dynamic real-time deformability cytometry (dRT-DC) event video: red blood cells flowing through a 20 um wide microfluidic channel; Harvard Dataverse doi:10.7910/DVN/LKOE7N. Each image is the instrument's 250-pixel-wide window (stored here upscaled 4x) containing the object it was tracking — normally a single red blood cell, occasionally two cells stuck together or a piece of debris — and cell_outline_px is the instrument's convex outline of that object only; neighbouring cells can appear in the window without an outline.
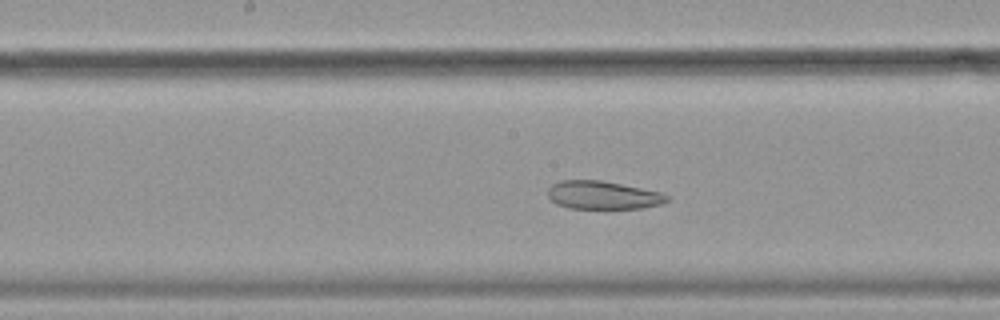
{"species": "common noctule bat (a hibernating species)", "species_latin": "Nyctalus noctula", "temperature_condition": "cold", "stored_images_in_passage": 54, "camera_frame_rate_fps": 3000, "um_per_image_px": 0.085, "animal": {"sex": "female", "body_mass_g": 19.9}, "frame": {"image": 1, "passage_image": 25, "time_ms": 8.0, "image_size_px": [1000, 320], "cell_outline_px": [[668, 200], [660, 204], [644, 208], [608, 212], [568, 208], [556, 204], [548, 196], [548, 188], [552, 184], [560, 180], [604, 180], [660, 192], [668, 196]], "centroid_in_image_um": [51.24, 16.64], "position_along_channel_um": 197.0, "area_um2": 20.63}}
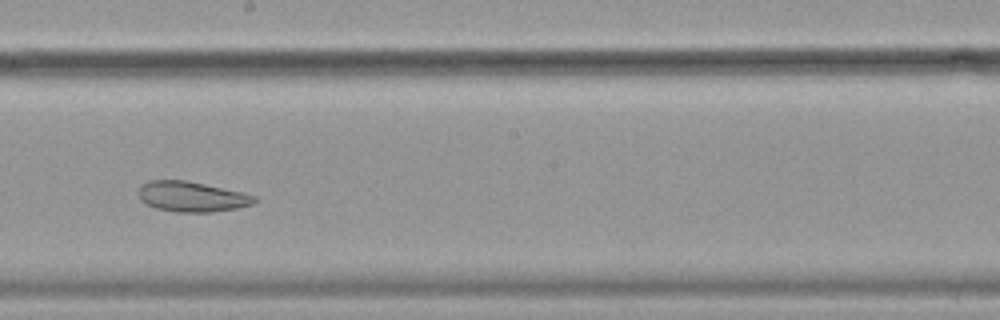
{"frame": {"image": 2, "passage_image": 28, "time_ms": 9.0, "image_size_px": [1000, 320], "cell_outline_px": [[260, 200], [252, 204], [236, 208], [212, 212], [176, 212], [156, 208], [140, 200], [140, 184], [148, 180], [184, 180], [244, 192], [256, 196]], "centroid_in_image_um": [16.33, 16.71], "position_along_channel_um": 231.9, "area_um2": 20.46}}
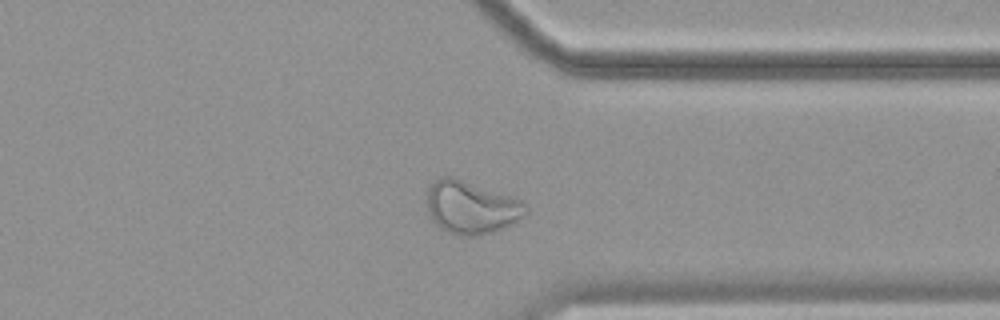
{"frame": {"image": 3, "passage_image": 40, "time_ms": 13.0, "image_size_px": [1000, 320], "cell_outline_px": [[528, 212], [504, 228], [480, 236], [468, 236], [448, 232], [440, 228], [432, 220], [424, 204], [424, 200], [428, 188], [440, 176], [452, 176], [524, 200], [528, 204]], "centroid_in_image_um": [40.03, 17.61], "position_along_channel_um": 371.4, "area_um2": 30.87}, "authors_computed_cell_mechanics": {"area_um2": 27.744, "velocity_mm_per_s": 3.5101, "shape_relaxation_time_tau1_ms": null, "shape_relaxation_time_tau2_ms": 3.3663, "deformation_change_tau1": null, "deformation_change_tau2": 0.0897}}